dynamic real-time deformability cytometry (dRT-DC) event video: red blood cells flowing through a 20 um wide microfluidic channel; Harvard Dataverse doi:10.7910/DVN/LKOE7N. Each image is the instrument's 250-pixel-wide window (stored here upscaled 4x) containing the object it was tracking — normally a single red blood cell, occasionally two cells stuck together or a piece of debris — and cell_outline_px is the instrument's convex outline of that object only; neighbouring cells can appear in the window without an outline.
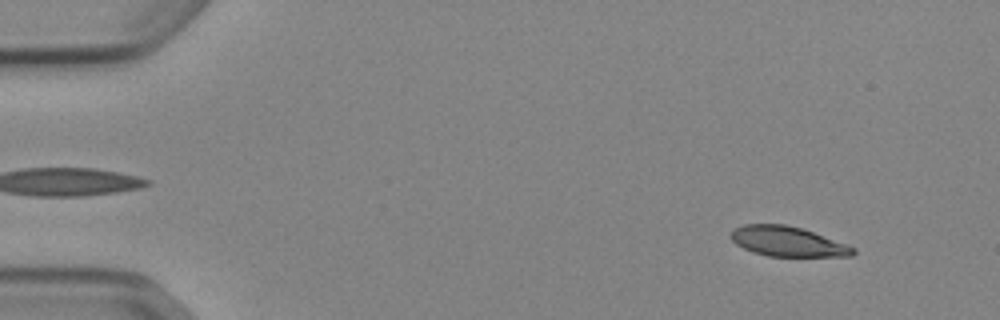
{"species": "Egyptian fruit bat (a non-hibernating species)", "species_latin": "Rousettus aegyptiacus", "temperature_condition": "cold", "stored_images_in_passage": 52, "camera_frame_rate_fps": 3000, "um_per_image_px": 0.085, "animal": {"sex": "female"}, "frame": {"image": 1, "passage_image": 5, "time_ms": 1.333, "image_size_px": [1000, 320], "cell_outline_px": [[856, 252], [852, 256], [768, 256], [752, 252], [736, 244], [728, 236], [732, 228], [744, 224], [784, 224], [800, 228], [812, 232], [856, 248]], "centroid_in_image_um": [66.88, 20.52], "position_along_channel_um": 18.1, "area_um2": 21.21}}
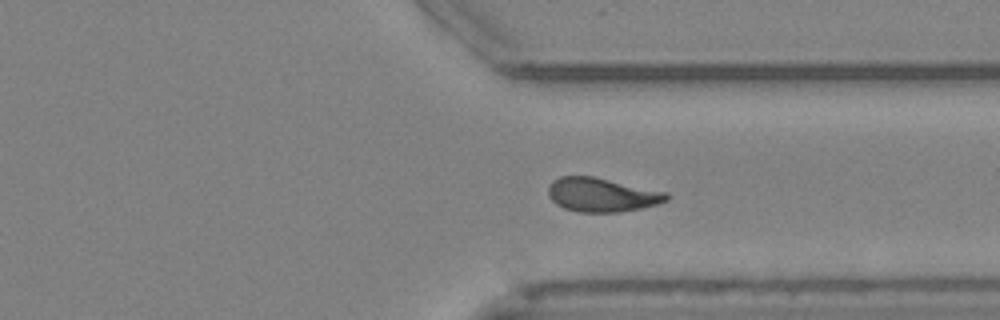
{"frame": {"image": 2, "passage_image": 40, "time_ms": 13.0, "image_size_px": [1000, 320], "cell_outline_px": [[668, 200], [656, 204], [640, 208], [620, 212], [576, 212], [564, 208], [556, 204], [548, 196], [548, 188], [552, 180], [560, 176], [592, 176], [668, 192]], "centroid_in_image_um": [51.13, 16.56], "position_along_channel_um": 360.3, "area_um2": 23.41}}
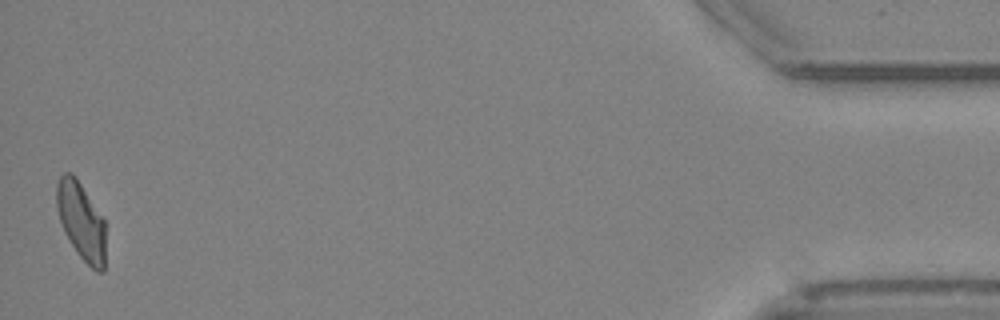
{"frame": {"image": 3, "passage_image": 52, "time_ms": 17.0, "image_size_px": [1000, 320], "cell_outline_px": [[104, 272], [96, 272], [80, 256], [64, 232], [60, 220], [56, 204], [56, 184], [60, 176], [64, 172], [72, 172], [104, 220]], "centroid_in_image_um": [6.88, 18.78], "position_along_channel_um": 428.3, "area_um2": 21.62}, "authors_computed_cell_mechanics": {"area_um2": 23.1778, "velocity_mm_per_s": 3.8602, "shape_relaxation_time_tau1_ms": 5.1449, "shape_relaxation_time_tau2_ms": 3.4906, "deformation_change_tau1": 0.1499, "deformation_change_tau2": 0.0908}}